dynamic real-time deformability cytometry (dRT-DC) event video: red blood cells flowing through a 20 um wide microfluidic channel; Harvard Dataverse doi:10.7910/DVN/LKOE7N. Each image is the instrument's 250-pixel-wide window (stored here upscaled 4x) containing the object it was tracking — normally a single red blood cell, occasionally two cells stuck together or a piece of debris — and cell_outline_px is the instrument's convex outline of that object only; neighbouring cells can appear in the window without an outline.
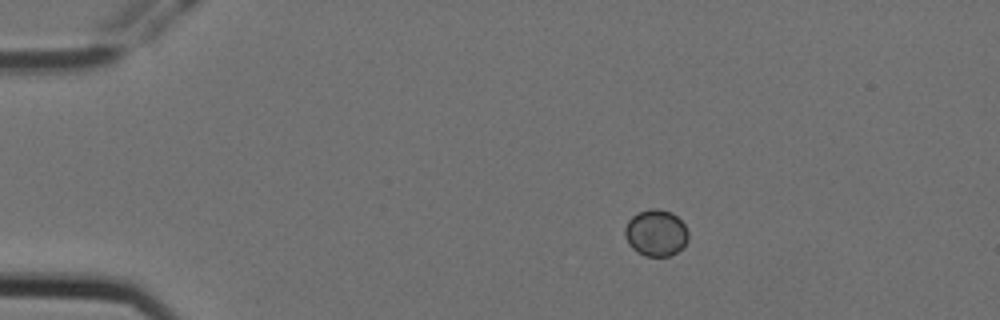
{"species": "Egyptian fruit bat (a non-hibernating species)", "species_latin": "Rousettus aegyptiacus", "temperature_condition": "cold", "stored_images_in_passage": 7, "camera_frame_rate_fps": 3000, "um_per_image_px": 0.085, "animal": {"sex": "female"}, "frame": {"image": 1, "passage_image": 3, "time_ms": 0.667, "image_size_px": [1000, 320], "cell_outline_px": [[688, 240], [684, 248], [668, 256], [644, 256], [636, 252], [628, 244], [624, 236], [624, 228], [628, 220], [632, 216], [640, 212], [652, 208], [656, 208], [672, 212], [684, 224], [688, 232]], "centroid_in_image_um": [55.75, 19.81], "position_along_channel_um": 29.3, "area_um2": 17.4}}
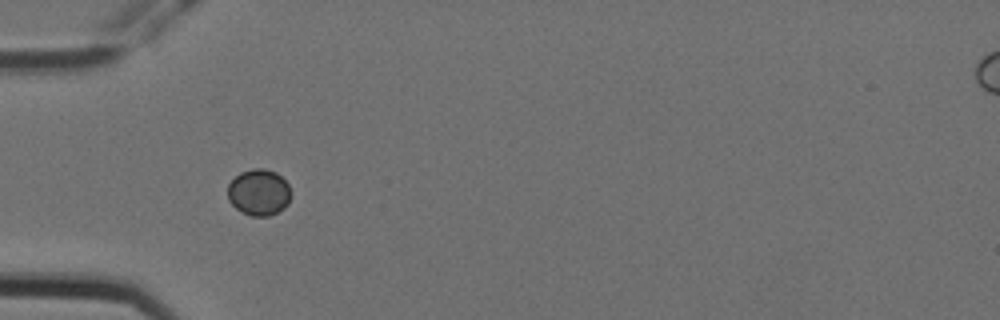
{"frame": {"image": 2, "passage_image": 5, "time_ms": 1.333, "image_size_px": [1000, 320], "cell_outline_px": [[288, 204], [284, 208], [268, 216], [252, 216], [236, 208], [228, 200], [228, 184], [240, 172], [252, 168], [264, 168], [276, 172], [288, 184]], "centroid_in_image_um": [21.97, 16.33], "position_along_channel_um": 63.0, "area_um2": 16.82}}
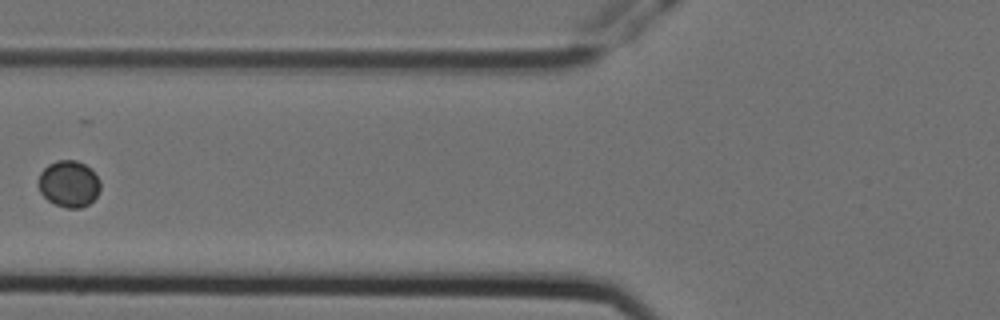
{"frame": {"image": 3, "passage_image": 6, "time_ms": 1.667, "image_size_px": [1000, 320], "cell_outline_px": [[100, 188], [96, 196], [88, 204], [80, 208], [64, 208], [48, 200], [40, 192], [40, 172], [48, 164], [56, 160], [76, 160], [92, 168], [100, 180]], "centroid_in_image_um": [5.88, 15.61], "position_along_channel_um": 119.9, "area_um2": 16.76}}